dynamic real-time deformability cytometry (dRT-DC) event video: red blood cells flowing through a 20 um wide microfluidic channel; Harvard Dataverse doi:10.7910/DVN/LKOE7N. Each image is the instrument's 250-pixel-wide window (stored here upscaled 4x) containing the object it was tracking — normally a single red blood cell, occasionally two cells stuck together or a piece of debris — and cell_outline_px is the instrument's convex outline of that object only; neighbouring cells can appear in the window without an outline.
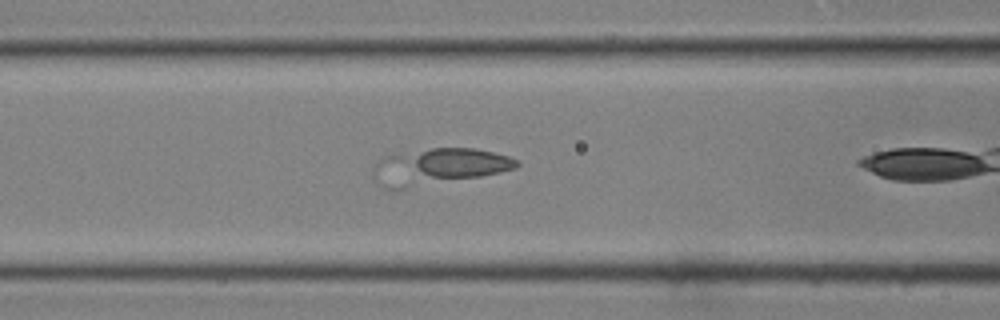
{"species": "common noctule bat (a hibernating species)", "species_latin": "Nyctalus noctula", "temperature_condition": "room temperature", "stored_images_in_passage": 34, "segment_of_instrument_passage": [2, 3], "camera_frame_rate_fps": 3000, "um_per_image_px": 0.085, "animal": {"sex": "male", "body_mass_g": 19.0, "forearm_length_mm": 50.8}, "frame": {"image": 1, "passage_image": 12, "time_ms": 3.667, "image_size_px": [1000, 320], "cell_outline_px": [[520, 164], [516, 168], [500, 172], [480, 176], [396, 192], [392, 192], [380, 188], [376, 184], [372, 176], [372, 168], [384, 156], [432, 148], [476, 148], [508, 156], [516, 160]], "centroid_in_image_um": [37.15, 14.22], "position_along_channel_um": 129.4, "area_um2": 31.1}}